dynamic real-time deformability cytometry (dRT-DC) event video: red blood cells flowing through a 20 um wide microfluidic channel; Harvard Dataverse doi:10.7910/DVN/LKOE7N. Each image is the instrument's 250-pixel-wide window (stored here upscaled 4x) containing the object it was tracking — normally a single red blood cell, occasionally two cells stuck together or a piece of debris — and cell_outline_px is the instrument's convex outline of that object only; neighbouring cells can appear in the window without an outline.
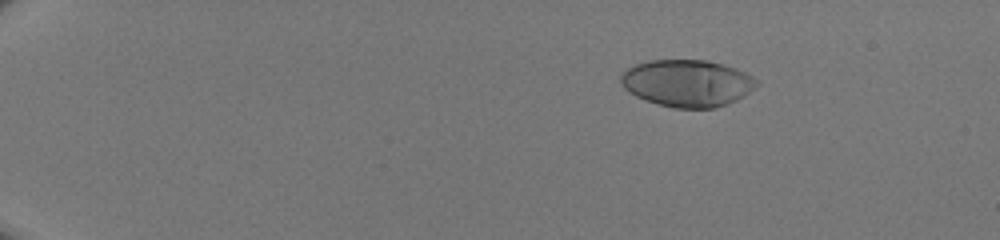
{"species": "human", "species_latin": "Homo sapiens", "temperature_condition": "room temperature", "stored_images_in_passage": 53, "camera_frame_rate_fps": 3000, "um_per_image_px": 0.085, "donor": {"sex": "male"}, "frame": {"image": 1, "passage_image": 11, "time_ms": 3.333, "image_size_px": [1000, 240], "cell_outline_px": [[760, 84], [744, 96], [736, 100], [712, 108], [676, 108], [656, 104], [644, 100], [628, 92], [620, 84], [620, 76], [628, 68], [636, 64], [648, 60], [704, 60], [724, 64], [736, 68], [752, 76]], "centroid_in_image_um": [58.4, 7.07], "position_along_channel_um": 26.6, "area_um2": 37.28}}
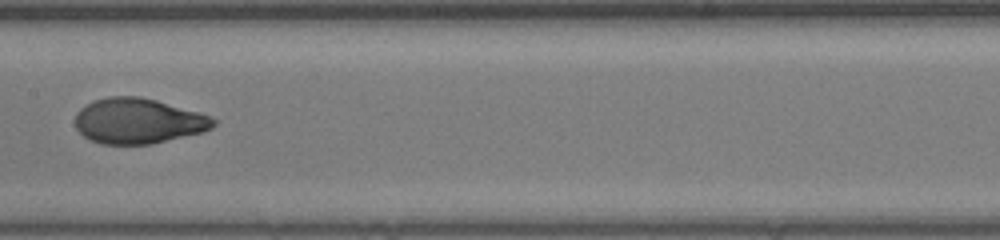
{"frame": {"image": 2, "passage_image": 32, "time_ms": 10.333, "image_size_px": [1000, 240], "cell_outline_px": [[216, 124], [212, 128], [204, 132], [152, 144], [100, 144], [84, 136], [76, 128], [76, 112], [80, 108], [92, 100], [108, 96], [140, 96], [156, 100], [200, 112], [216, 120]], "centroid_in_image_um": [11.75, 10.28], "position_along_channel_um": 195.6, "area_um2": 36.76}}
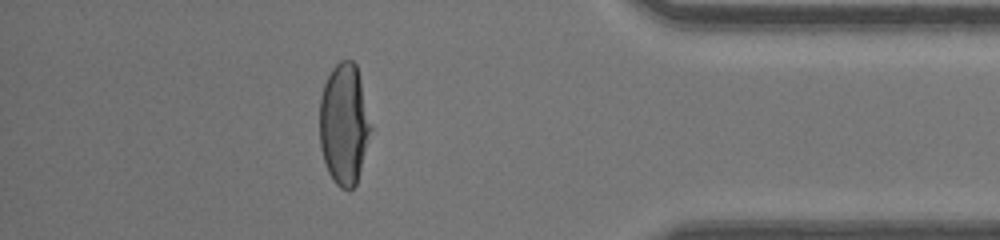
{"frame": {"image": 3, "passage_image": 48, "time_ms": 15.667, "image_size_px": [1000, 240], "cell_outline_px": [[372, 128], [356, 184], [348, 192], [340, 188], [336, 184], [328, 172], [320, 148], [320, 96], [324, 84], [332, 68], [340, 60], [352, 60], [356, 64]], "centroid_in_image_um": [29.23, 10.57], "position_along_channel_um": 406.0, "area_um2": 36.01}}